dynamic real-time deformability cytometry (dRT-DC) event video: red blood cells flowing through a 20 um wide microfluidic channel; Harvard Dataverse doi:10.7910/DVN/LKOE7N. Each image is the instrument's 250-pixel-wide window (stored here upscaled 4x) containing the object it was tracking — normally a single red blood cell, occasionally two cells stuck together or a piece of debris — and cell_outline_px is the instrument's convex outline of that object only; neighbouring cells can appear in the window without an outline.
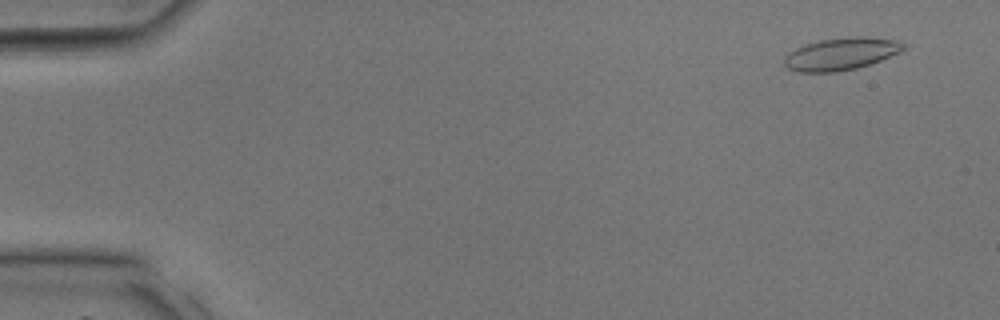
{"species": "common noctule bat (a hibernating species)", "species_latin": "Nyctalus noctula", "temperature_condition": "room temperature", "stored_images_in_passage": 36, "camera_frame_rate_fps": 3000, "um_per_image_px": 0.085, "animal": {"sex": "male", "body_mass_g": 17.9, "forearm_length_mm": 54.2}, "frame": {"image": 1, "passage_image": 1, "time_ms": 0.0, "image_size_px": [1000, 320], "cell_outline_px": [[904, 48], [900, 52], [880, 60], [856, 68], [836, 72], [796, 72], [788, 68], [784, 64], [784, 56], [788, 52], [804, 44], [820, 40], [856, 36], [864, 36], [896, 40], [904, 44]], "centroid_in_image_um": [71.44, 4.58], "position_along_channel_um": 13.6, "area_um2": 22.37}}
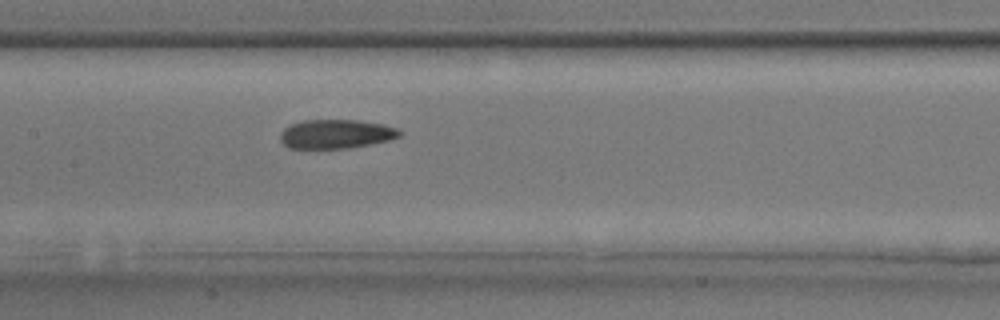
{"frame": {"image": 2, "passage_image": 17, "time_ms": 5.333, "image_size_px": [1000, 320], "cell_outline_px": [[404, 132], [400, 136], [388, 140], [348, 148], [288, 148], [280, 140], [280, 132], [284, 128], [292, 124], [304, 120], [356, 120], [384, 124], [396, 128]], "centroid_in_image_um": [28.56, 11.38], "position_along_channel_um": 178.8, "area_um2": 20.11}}
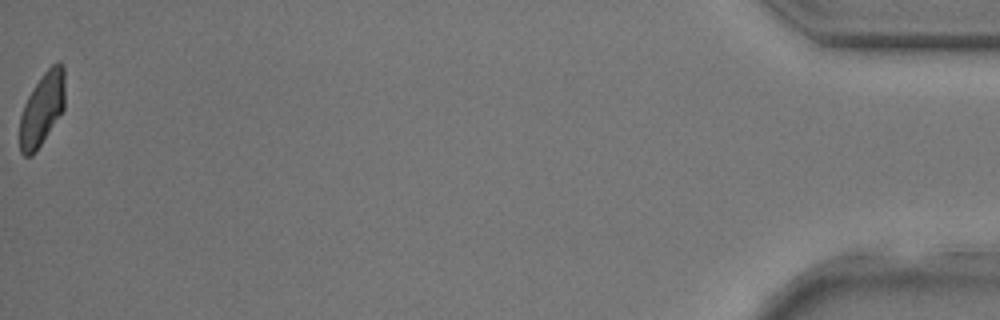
{"frame": {"image": 3, "passage_image": 36, "time_ms": 11.667, "image_size_px": [1000, 320], "cell_outline_px": [[64, 108], [60, 116], [36, 152], [32, 156], [24, 156], [20, 152], [20, 116], [24, 104], [32, 88], [44, 72], [52, 64], [60, 60], [64, 68]], "centroid_in_image_um": [3.58, 9.27], "position_along_channel_um": 431.6, "area_um2": 19.36}}